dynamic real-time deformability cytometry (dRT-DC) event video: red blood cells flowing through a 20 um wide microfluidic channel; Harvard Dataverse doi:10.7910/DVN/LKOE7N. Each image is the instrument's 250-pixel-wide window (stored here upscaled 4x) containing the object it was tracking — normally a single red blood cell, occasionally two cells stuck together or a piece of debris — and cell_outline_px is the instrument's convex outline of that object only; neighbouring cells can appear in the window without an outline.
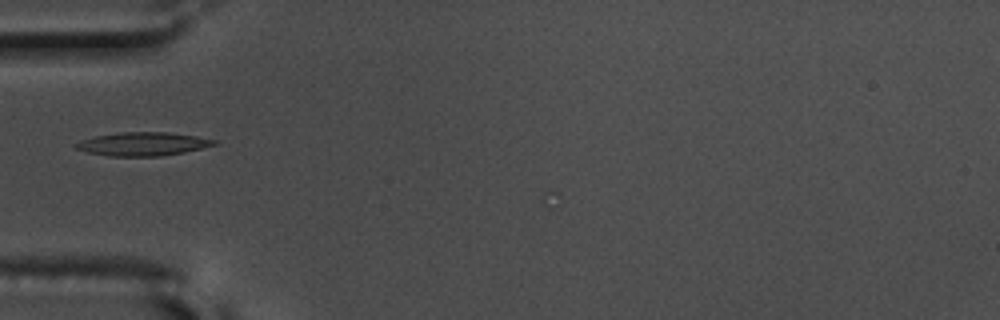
{"species": "common noctule bat (a hibernating species)", "species_latin": "Nyctalus noctula", "temperature_condition": "warm", "stored_images_in_passage": 32, "camera_frame_rate_fps": 3000, "um_per_image_px": 0.085, "animal": {"sex": "male", "body_mass_g": 17.5, "forearm_length_mm": 52.3}, "frame": {"image": 1, "passage_image": 1, "time_ms": 0.0, "image_size_px": [1000, 320], "cell_outline_px": [[220, 144], [184, 152], [160, 156], [108, 156], [88, 152], [76, 148], [72, 144], [80, 140], [96, 136], [120, 132], [168, 132], [196, 136], [220, 140]], "centroid_in_image_um": [12.19, 12.23], "position_along_channel_um": 72.8, "area_um2": 19.07}}
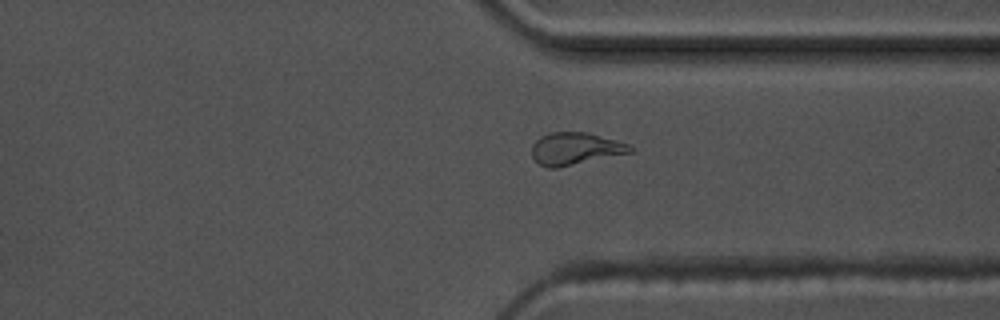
{"frame": {"image": 2, "passage_image": 25, "time_ms": 8.0, "image_size_px": [1000, 320], "cell_outline_px": [[636, 148], [632, 152], [556, 168], [548, 168], [540, 164], [532, 156], [532, 144], [540, 136], [552, 132], [588, 132], [628, 144]], "centroid_in_image_um": [48.9, 12.63], "position_along_channel_um": 362.5, "area_um2": 18.38}}
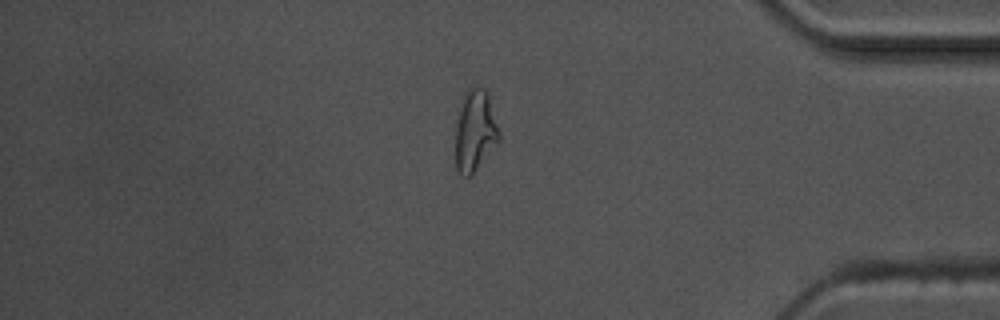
{"frame": {"image": 3, "passage_image": 30, "time_ms": 9.667, "image_size_px": [1000, 320], "cell_outline_px": [[500, 140], [476, 168], [468, 176], [464, 176], [456, 168], [456, 124], [464, 92], [468, 88], [484, 88], [488, 92], [500, 132]], "centroid_in_image_um": [40.39, 11.07], "position_along_channel_um": 394.8, "area_um2": 20.35}}